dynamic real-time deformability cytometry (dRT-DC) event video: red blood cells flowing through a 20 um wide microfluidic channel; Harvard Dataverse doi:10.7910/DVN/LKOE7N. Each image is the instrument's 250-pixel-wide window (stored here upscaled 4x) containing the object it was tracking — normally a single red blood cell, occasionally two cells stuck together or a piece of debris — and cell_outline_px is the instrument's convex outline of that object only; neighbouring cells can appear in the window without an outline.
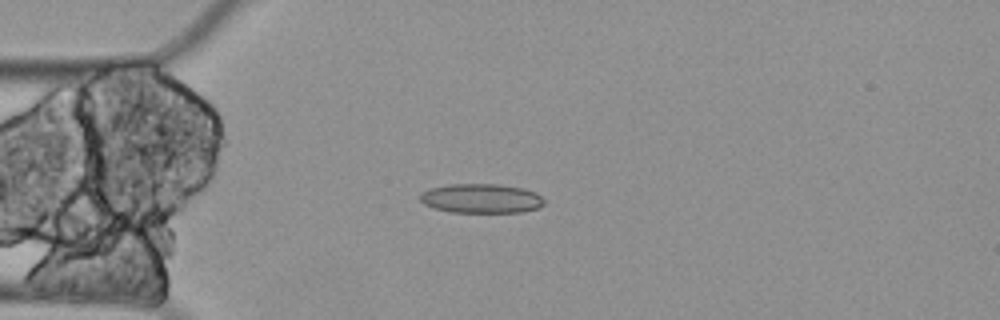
{"species": "Egyptian fruit bat (a non-hibernating species)", "species_latin": "Rousettus aegyptiacus", "temperature_condition": "cold", "stored_images_in_passage": 4, "camera_frame_rate_fps": 3000, "um_per_image_px": 0.085, "animal": {"sex": "female"}, "frame": {"image": 1, "passage_image": 4, "time_ms": 1.0, "image_size_px": [1000, 320], "cell_outline_px": [[544, 204], [536, 208], [524, 212], [452, 212], [436, 208], [424, 204], [420, 200], [420, 192], [428, 188], [448, 184], [500, 184], [524, 188], [536, 192], [544, 200]], "centroid_in_image_um": [40.9, 16.85], "position_along_channel_um": 44.1, "area_um2": 21.33}}